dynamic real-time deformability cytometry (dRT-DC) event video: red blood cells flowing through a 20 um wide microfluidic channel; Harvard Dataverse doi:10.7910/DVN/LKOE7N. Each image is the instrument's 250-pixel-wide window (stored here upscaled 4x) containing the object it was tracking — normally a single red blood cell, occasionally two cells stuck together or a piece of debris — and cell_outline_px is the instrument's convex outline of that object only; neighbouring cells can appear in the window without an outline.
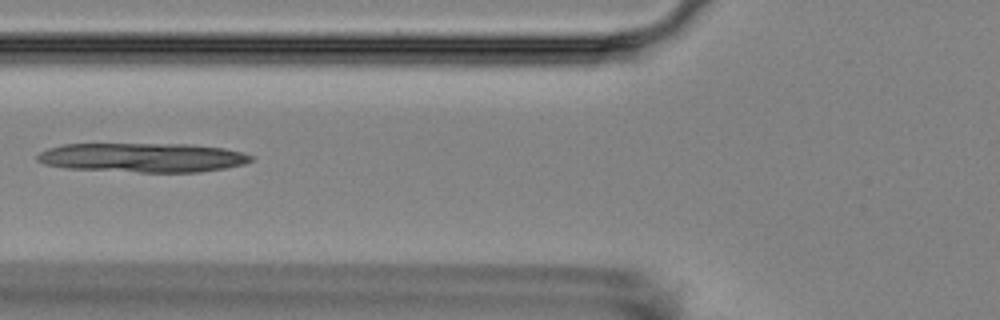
{"species": "Egyptian fruit bat (a non-hibernating species)", "species_latin": "Rousettus aegyptiacus", "temperature_condition": "room temperature", "stored_images_in_passage": 13, "camera_frame_rate_fps": 3000, "um_per_image_px": 0.085, "animal": {"sex": "female"}, "frame": {"image": 1, "passage_image": 3, "time_ms": 2.667, "image_size_px": [1000, 320], "cell_outline_px": [[252, 160], [244, 164], [224, 168], [200, 172], [140, 172], [64, 168], [44, 164], [36, 160], [36, 156], [40, 152], [48, 148], [64, 144], [188, 144], [224, 148], [240, 152], [252, 156]], "centroid_in_image_um": [12.09, 13.39], "position_along_channel_um": 113.7, "area_um2": 36.41}}
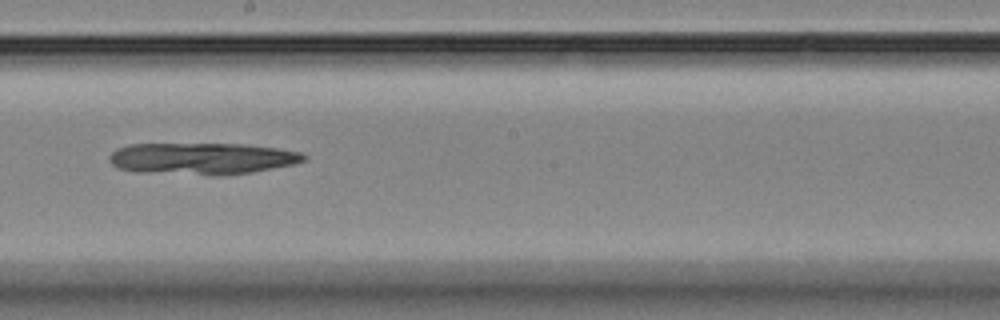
{"frame": {"image": 2, "passage_image": 6, "time_ms": 6.0, "image_size_px": [1000, 320], "cell_outline_px": [[308, 160], [296, 164], [252, 172], [224, 176], [212, 176], [136, 172], [116, 168], [108, 160], [108, 156], [116, 148], [128, 144], [240, 144], [276, 148], [300, 152], [308, 156]], "centroid_in_image_um": [17.16, 13.5], "position_along_channel_um": 231.0, "area_um2": 36.65}}
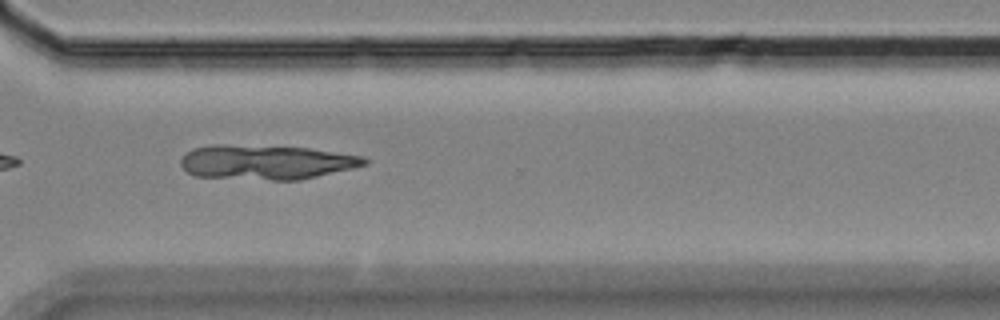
{"frame": {"image": 3, "passage_image": 9, "time_ms": 9.333, "image_size_px": [1000, 320], "cell_outline_px": [[368, 164], [352, 168], [300, 180], [272, 180], [196, 176], [188, 172], [180, 164], [180, 160], [192, 148], [212, 144], [224, 144], [308, 148], [364, 156], [368, 160]], "centroid_in_image_um": [22.62, 13.78], "position_along_channel_um": 348.0, "area_um2": 36.88}}